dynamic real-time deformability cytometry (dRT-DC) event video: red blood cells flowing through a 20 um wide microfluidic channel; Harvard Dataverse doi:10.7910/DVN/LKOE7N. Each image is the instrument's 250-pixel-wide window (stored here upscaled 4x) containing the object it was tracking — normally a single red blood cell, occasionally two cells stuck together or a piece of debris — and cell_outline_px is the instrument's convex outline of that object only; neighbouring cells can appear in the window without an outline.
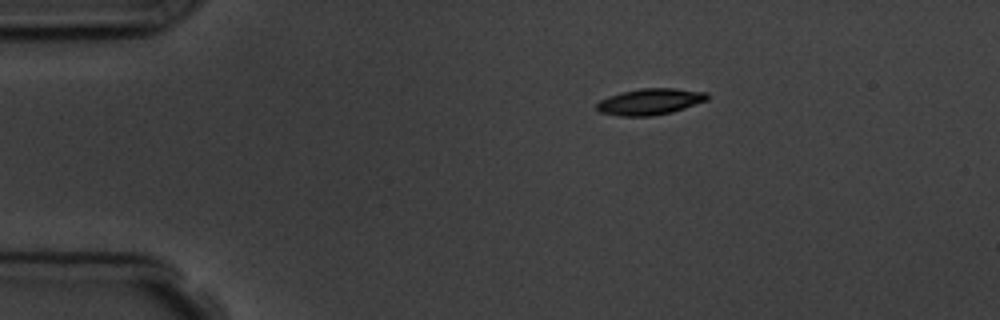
{"species": "common noctule bat (a hibernating species)", "species_latin": "Nyctalus noctula", "temperature_condition": "room temperature", "stored_images_in_passage": 3, "camera_frame_rate_fps": 3000, "um_per_image_px": 0.085, "animal": {"sex": "male", "body_mass_g": 19.5, "forearm_length_mm": 54.6}, "frame": {"image": 1, "passage_image": 1, "time_ms": 0.0, "image_size_px": [1000, 320], "cell_outline_px": [[708, 100], [672, 112], [652, 116], [620, 116], [600, 112], [596, 108], [596, 104], [600, 100], [608, 96], [620, 92], [644, 88], [676, 88], [708, 92]], "centroid_in_image_um": [55.26, 8.63], "position_along_channel_um": 29.7, "area_um2": 16.99}}
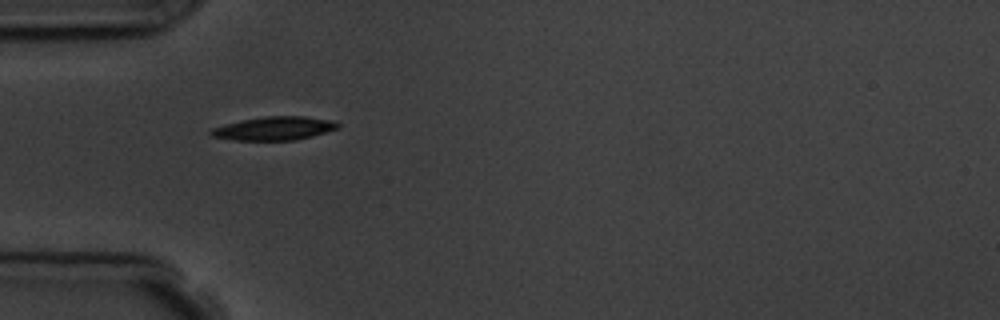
{"frame": {"image": 2, "passage_image": 3, "time_ms": 2.333, "image_size_px": [1000, 320], "cell_outline_px": [[340, 128], [312, 136], [292, 140], [236, 140], [212, 136], [208, 132], [212, 128], [224, 124], [240, 120], [264, 116], [304, 116], [328, 120], [340, 124]], "centroid_in_image_um": [23.28, 10.91], "position_along_channel_um": 61.7, "area_um2": 17.28}}